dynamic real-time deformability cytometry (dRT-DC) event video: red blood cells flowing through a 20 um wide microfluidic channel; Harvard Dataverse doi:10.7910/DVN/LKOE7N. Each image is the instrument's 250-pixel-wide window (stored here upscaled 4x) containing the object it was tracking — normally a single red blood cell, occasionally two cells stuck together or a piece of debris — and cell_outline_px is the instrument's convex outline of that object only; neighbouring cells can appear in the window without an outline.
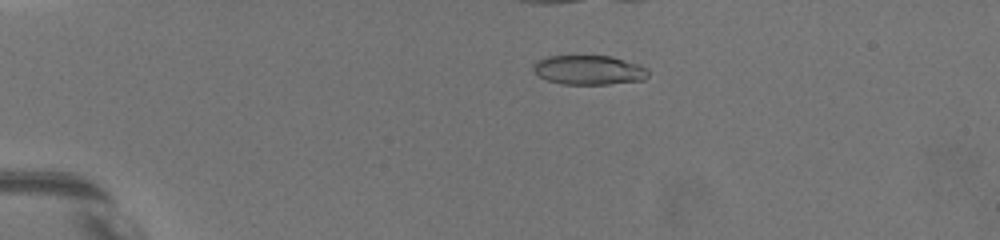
{"species": "common noctule bat (a hibernating species)", "species_latin": "Nyctalus noctula", "temperature_condition": "warm", "stored_images_in_passage": 21, "camera_frame_rate_fps": 3000, "um_per_image_px": 0.085, "animal": {"sex": "female", "body_mass_g": 19.5, "forearm_length_mm": 54.1}, "frame": {"image": 1, "passage_image": 11, "time_ms": 2.667, "image_size_px": [1000, 240], "cell_outline_px": [[648, 76], [644, 80], [608, 84], [564, 84], [548, 80], [536, 76], [532, 72], [532, 64], [536, 60], [548, 56], [612, 56], [640, 64], [648, 68]], "centroid_in_image_um": [50.03, 5.94], "position_along_channel_um": 35.0, "area_um2": 20.0}}